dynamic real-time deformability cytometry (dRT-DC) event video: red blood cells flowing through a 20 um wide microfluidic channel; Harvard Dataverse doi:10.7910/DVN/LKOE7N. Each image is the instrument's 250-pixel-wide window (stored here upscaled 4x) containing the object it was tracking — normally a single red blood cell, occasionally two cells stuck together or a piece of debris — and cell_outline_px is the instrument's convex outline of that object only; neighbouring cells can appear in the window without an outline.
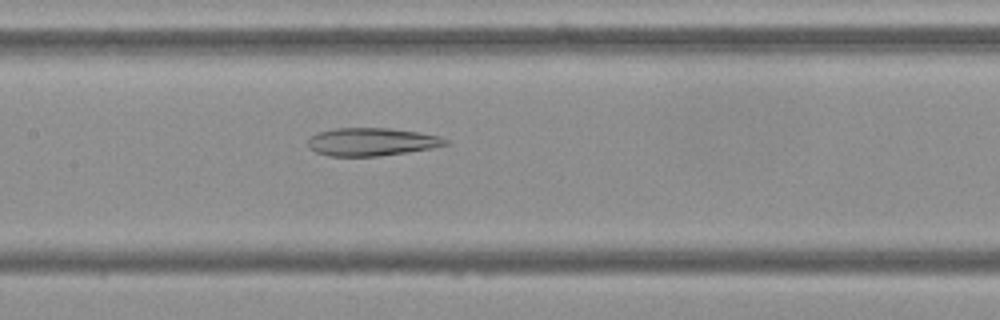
{"species": "Egyptian fruit bat (a non-hibernating species)", "species_latin": "Rousettus aegyptiacus", "temperature_condition": "cold", "stored_images_in_passage": 38, "camera_frame_rate_fps": 3000, "um_per_image_px": 0.085, "frame": {"image": 1, "passage_image": 10, "time_ms": 3.0, "image_size_px": [1000, 320], "cell_outline_px": [[448, 144], [432, 148], [380, 156], [328, 156], [316, 152], [308, 148], [308, 140], [316, 132], [336, 128], [388, 128], [416, 132], [440, 136], [448, 140]], "centroid_in_image_um": [31.56, 12.06], "position_along_channel_um": 175.8, "area_um2": 22.37}}
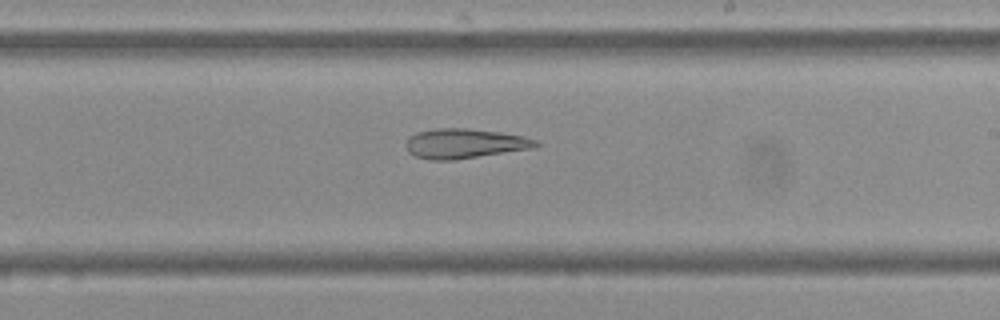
{"frame": {"image": 2, "passage_image": 16, "time_ms": 5.0, "image_size_px": [1000, 320], "cell_outline_px": [[540, 144], [532, 148], [456, 160], [428, 160], [416, 156], [408, 152], [404, 144], [408, 136], [416, 132], [436, 128], [468, 128], [500, 132], [524, 136], [540, 140]], "centroid_in_image_um": [39.46, 12.19], "position_along_channel_um": 249.5, "area_um2": 22.83}}
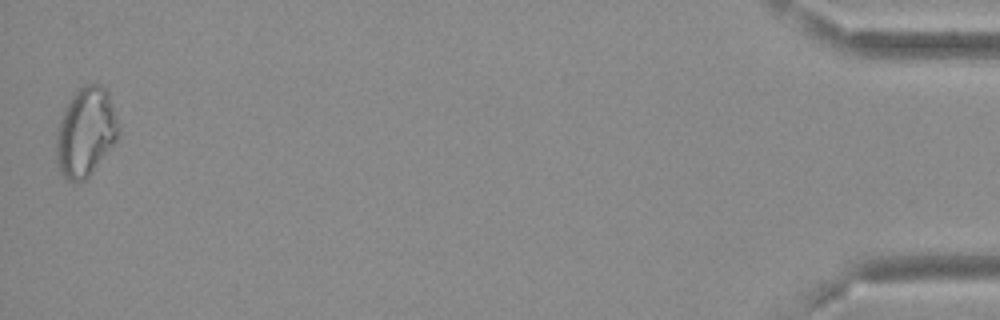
{"frame": {"image": 3, "passage_image": 38, "time_ms": 12.333, "image_size_px": [1000, 320], "cell_outline_px": [[120, 132], [116, 140], [92, 172], [84, 180], [68, 180], [60, 172], [56, 160], [56, 132], [64, 108], [72, 96], [84, 84], [100, 84], [108, 92], [120, 128]], "centroid_in_image_um": [7.27, 11.21], "position_along_channel_um": 427.9, "area_um2": 31.96}}